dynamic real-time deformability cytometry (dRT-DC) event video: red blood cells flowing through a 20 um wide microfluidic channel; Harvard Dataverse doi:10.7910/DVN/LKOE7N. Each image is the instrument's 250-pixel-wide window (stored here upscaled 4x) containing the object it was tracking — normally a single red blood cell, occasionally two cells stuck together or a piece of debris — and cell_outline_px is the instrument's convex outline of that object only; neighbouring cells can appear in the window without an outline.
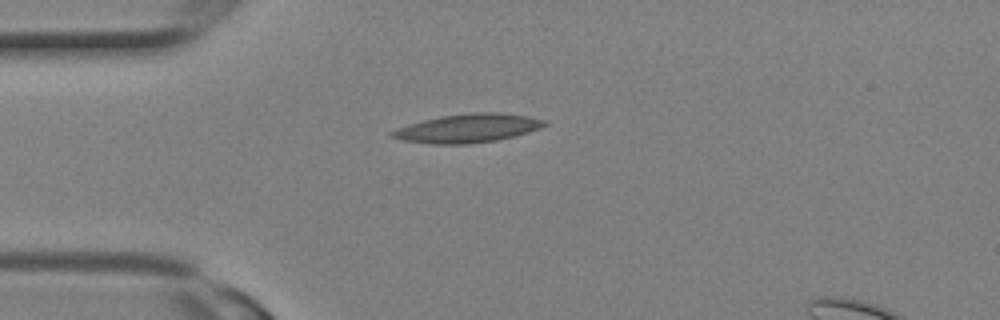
{"species": "Egyptian fruit bat (a non-hibernating species)", "species_latin": "Rousettus aegyptiacus", "temperature_condition": "room temperature", "stored_images_in_passage": 2, "camera_frame_rate_fps": 3000, "um_per_image_px": 0.085, "animal": {"sex": "female"}, "frame": {"image": 1, "passage_image": 1, "time_ms": 0.0, "image_size_px": [1000, 320], "cell_outline_px": [[548, 124], [540, 128], [528, 132], [496, 140], [468, 144], [432, 144], [400, 140], [388, 136], [388, 132], [396, 128], [408, 124], [440, 116], [472, 112], [500, 112], [528, 116], [548, 120]], "centroid_in_image_um": [39.73, 10.89], "position_along_channel_um": 45.3, "area_um2": 25.66}}